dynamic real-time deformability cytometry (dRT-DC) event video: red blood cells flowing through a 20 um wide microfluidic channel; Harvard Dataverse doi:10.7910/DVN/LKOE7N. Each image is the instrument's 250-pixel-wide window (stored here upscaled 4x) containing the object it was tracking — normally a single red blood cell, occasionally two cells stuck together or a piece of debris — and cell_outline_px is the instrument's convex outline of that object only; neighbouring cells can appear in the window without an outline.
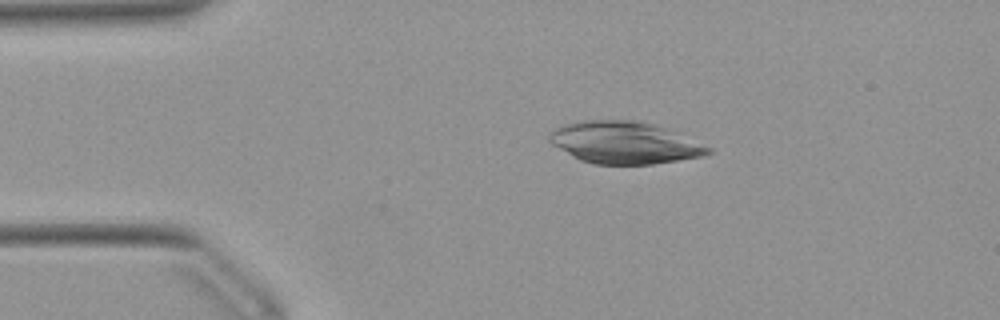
{"species": "Egyptian fruit bat (a non-hibernating species)", "species_latin": "Rousettus aegyptiacus", "temperature_condition": "warm", "stored_images_in_passage": 47, "camera_frame_rate_fps": 3000, "um_per_image_px": 0.085, "animal": {"sex": "female"}, "frame": {"image": 1, "passage_image": 9, "time_ms": 2.667, "image_size_px": [1000, 320], "cell_outline_px": [[712, 152], [700, 156], [652, 164], [596, 164], [580, 160], [572, 156], [552, 144], [548, 140], [548, 136], [556, 128], [564, 124], [584, 120], [644, 120], [664, 128], [712, 148]], "centroid_in_image_um": [53.04, 12.12], "position_along_channel_um": 32.0, "area_um2": 38.49}}
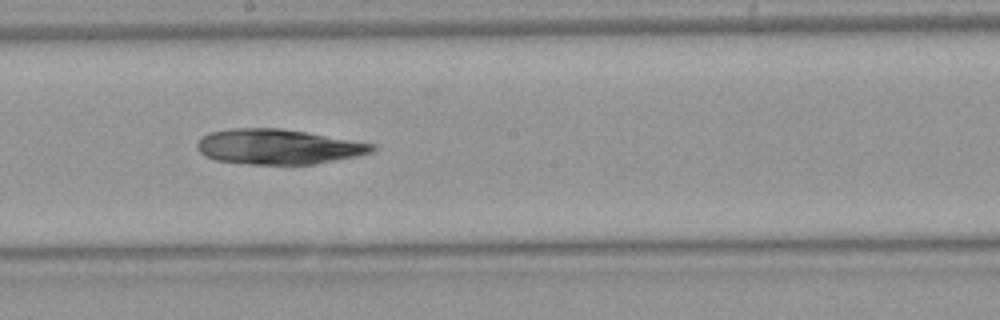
{"frame": {"image": 2, "passage_image": 27, "time_ms": 8.667, "image_size_px": [1000, 320], "cell_outline_px": [[376, 148], [372, 152], [356, 156], [316, 164], [248, 164], [216, 160], [204, 156], [196, 148], [196, 144], [208, 132], [228, 128], [280, 128], [376, 144]], "centroid_in_image_um": [23.62, 12.47], "position_along_channel_um": 224.6, "area_um2": 35.72}}
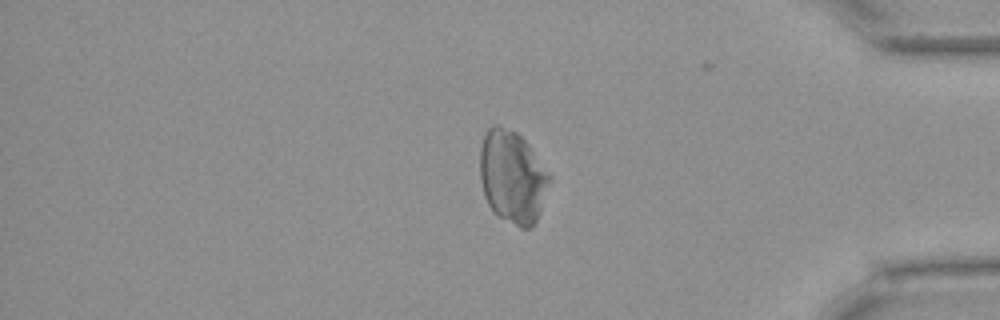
{"frame": {"image": 3, "passage_image": 42, "time_ms": 13.667, "image_size_px": [1000, 320], "cell_outline_px": [[552, 176], [536, 220], [532, 228], [520, 228], [496, 216], [488, 204], [484, 196], [480, 180], [480, 148], [484, 132], [492, 124], [496, 124], [516, 132], [528, 144]], "centroid_in_image_um": [43.53, 15.03], "position_along_channel_um": 391.7, "area_um2": 37.74}}